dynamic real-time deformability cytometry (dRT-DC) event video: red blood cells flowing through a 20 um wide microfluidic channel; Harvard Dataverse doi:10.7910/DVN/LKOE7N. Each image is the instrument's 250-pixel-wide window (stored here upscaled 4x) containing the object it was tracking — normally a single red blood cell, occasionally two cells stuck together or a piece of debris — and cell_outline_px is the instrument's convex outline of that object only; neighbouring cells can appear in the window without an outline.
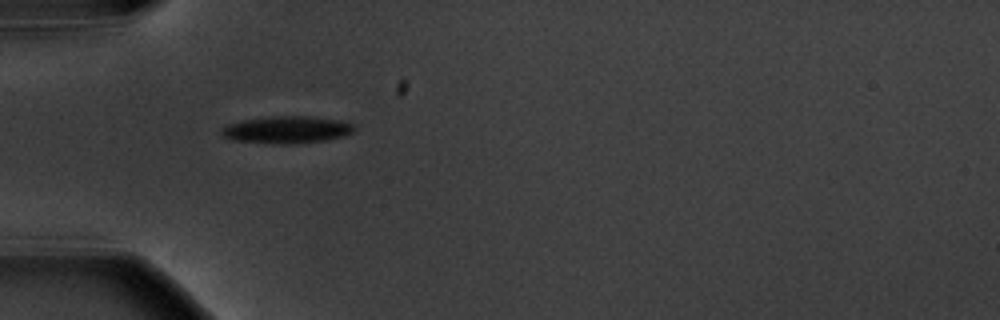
{"species": "common noctule bat (a hibernating species)", "species_latin": "Nyctalus noctula", "temperature_condition": "warm", "stored_images_in_passage": 2, "camera_frame_rate_fps": 3000, "um_per_image_px": 0.085, "animal": {"sex": "male", "body_mass_g": 20.1, "forearm_length_mm": 53.5}, "frame": {"image": 1, "passage_image": 1, "time_ms": 0.0, "image_size_px": [1000, 320], "cell_outline_px": [[356, 128], [352, 132], [344, 136], [324, 140], [296, 144], [284, 144], [232, 140], [224, 136], [220, 132], [220, 128], [224, 124], [244, 120], [272, 116], [308, 116], [336, 120], [352, 124]], "centroid_in_image_um": [24.33, 11.03], "position_along_channel_um": 60.7, "area_um2": 20.92}}
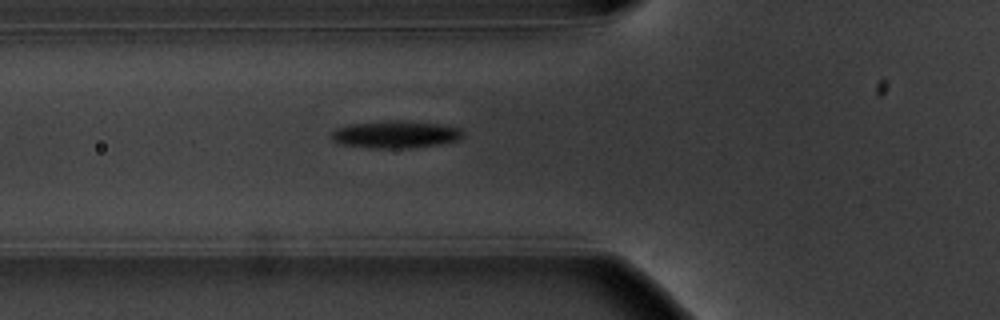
{"frame": {"image": 2, "passage_image": 2, "time_ms": 1.0, "image_size_px": [1000, 320], "cell_outline_px": [[464, 132], [456, 140], [440, 144], [404, 148], [368, 148], [340, 144], [332, 140], [328, 136], [336, 128], [348, 124], [392, 120], [400, 120], [440, 124], [460, 128]], "centroid_in_image_um": [33.54, 11.42], "position_along_channel_um": 92.3, "area_um2": 20.98}}